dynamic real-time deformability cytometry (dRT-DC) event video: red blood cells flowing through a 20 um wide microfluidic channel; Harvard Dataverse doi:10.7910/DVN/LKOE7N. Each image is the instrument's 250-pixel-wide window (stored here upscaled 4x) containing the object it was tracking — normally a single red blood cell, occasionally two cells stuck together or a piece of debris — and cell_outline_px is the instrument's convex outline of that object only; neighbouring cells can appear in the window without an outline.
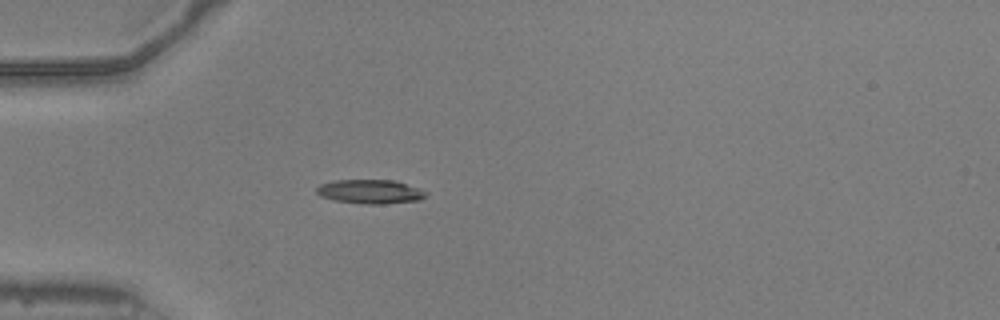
{"species": "common noctule bat (a hibernating species)", "species_latin": "Nyctalus noctula", "temperature_condition": "warm", "stored_images_in_passage": 7, "camera_frame_rate_fps": 3000, "um_per_image_px": 0.085, "animal": {"sex": "male", "body_mass_g": 20.5, "forearm_length_mm": 52.5}, "frame": {"image": 1, "passage_image": 1, "time_ms": 0.0, "image_size_px": [1000, 320], "cell_outline_px": [[428, 196], [420, 200], [384, 204], [364, 204], [336, 200], [320, 196], [316, 192], [316, 188], [320, 184], [332, 180], [396, 180], [428, 192]], "centroid_in_image_um": [31.49, 16.28], "position_along_channel_um": 53.5, "area_um2": 15.43}}